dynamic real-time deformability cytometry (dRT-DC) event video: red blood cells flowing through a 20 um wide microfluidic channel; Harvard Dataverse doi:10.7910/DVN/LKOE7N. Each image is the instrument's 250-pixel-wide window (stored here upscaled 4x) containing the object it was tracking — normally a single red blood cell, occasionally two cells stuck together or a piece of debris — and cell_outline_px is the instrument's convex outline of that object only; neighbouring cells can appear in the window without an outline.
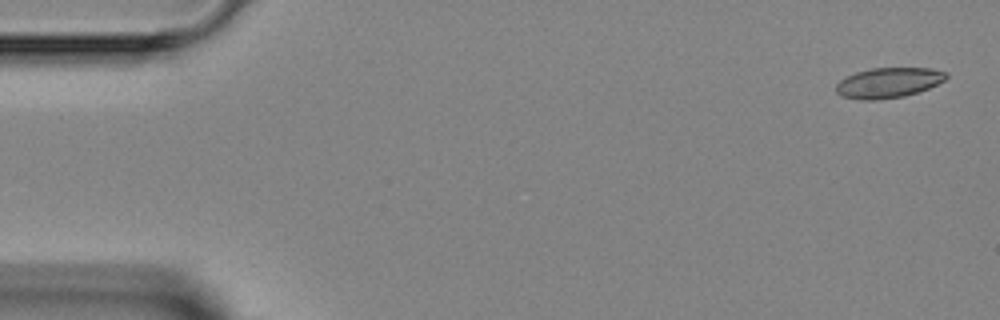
{"species": "Egyptian fruit bat (a non-hibernating species)", "species_latin": "Rousettus aegyptiacus", "temperature_condition": "room temperature", "stored_images_in_passage": 4, "camera_frame_rate_fps": 3000, "um_per_image_px": 0.085, "animal": {"sex": "female"}, "frame": {"image": 1, "passage_image": 1, "time_ms": 0.0, "image_size_px": [1000, 320], "cell_outline_px": [[948, 76], [944, 80], [928, 88], [904, 96], [876, 100], [860, 100], [840, 96], [836, 92], [836, 84], [840, 80], [856, 72], [872, 68], [932, 68], [944, 72]], "centroid_in_image_um": [75.47, 7.04], "position_along_channel_um": 9.5, "area_um2": 19.25}}
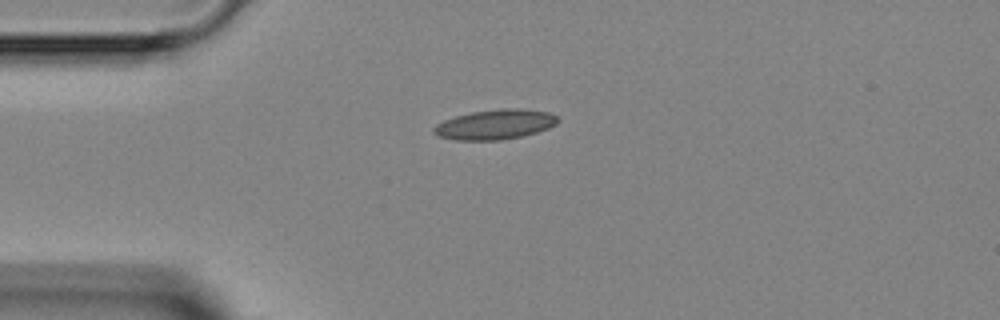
{"frame": {"image": 2, "passage_image": 3, "time_ms": 3.333, "image_size_px": [1000, 320], "cell_outline_px": [[560, 120], [556, 124], [548, 128], [536, 132], [520, 136], [500, 140], [456, 140], [436, 136], [432, 132], [432, 128], [436, 124], [444, 120], [456, 116], [472, 112], [500, 108], [520, 108], [548, 112], [556, 116]], "centroid_in_image_um": [42.05, 10.57], "position_along_channel_um": 42.9, "area_um2": 21.62}}